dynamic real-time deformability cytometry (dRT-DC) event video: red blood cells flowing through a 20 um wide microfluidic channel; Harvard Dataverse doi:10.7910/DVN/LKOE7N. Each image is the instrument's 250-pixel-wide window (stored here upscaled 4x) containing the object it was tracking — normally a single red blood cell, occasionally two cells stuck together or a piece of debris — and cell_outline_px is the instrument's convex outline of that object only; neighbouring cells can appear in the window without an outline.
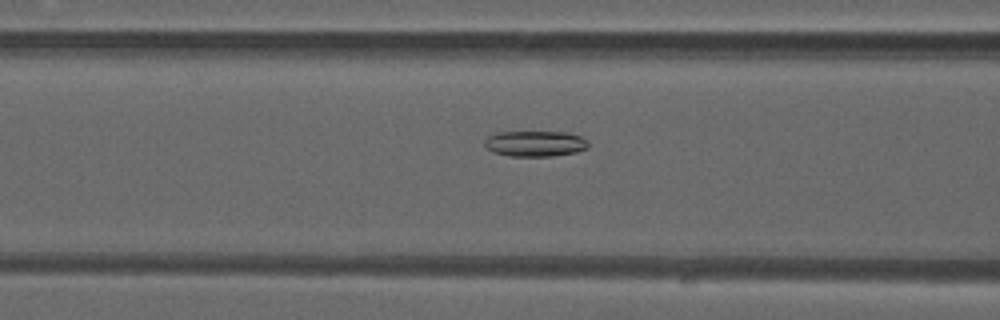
{"species": "common noctule bat (a hibernating species)", "species_latin": "Nyctalus noctula", "temperature_condition": "warm", "stored_images_in_passage": 40, "camera_frame_rate_fps": 3000, "um_per_image_px": 0.085, "animal": {"sex": "male", "forearm_length_mm": 52.5}, "frame": {"image": 1, "passage_image": 10, "time_ms": 3.0, "image_size_px": [1000, 320], "cell_outline_px": [[588, 148], [576, 152], [552, 156], [508, 156], [492, 152], [484, 144], [484, 140], [488, 136], [496, 132], [564, 132], [580, 136], [588, 140]], "centroid_in_image_um": [45.47, 12.21], "position_along_channel_um": 121.1, "area_um2": 15.61}}
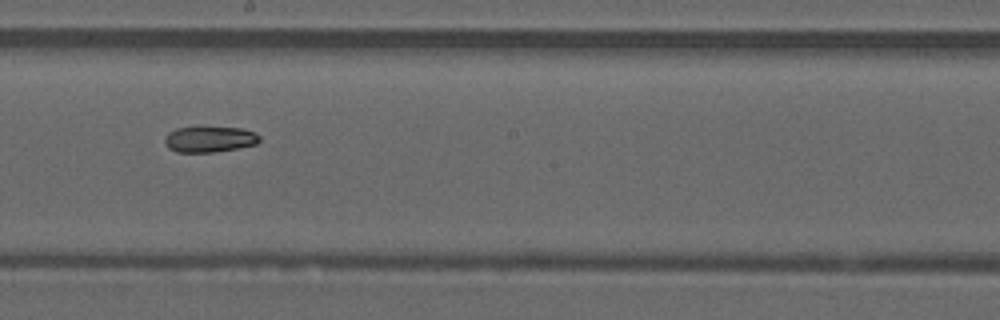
{"frame": {"image": 2, "passage_image": 18, "time_ms": 5.667, "image_size_px": [1000, 320], "cell_outline_px": [[260, 140], [256, 144], [216, 152], [176, 152], [168, 148], [164, 144], [164, 140], [168, 132], [176, 128], [240, 128], [256, 132], [260, 136]], "centroid_in_image_um": [17.8, 11.85], "position_along_channel_um": 230.4, "area_um2": 14.16}}
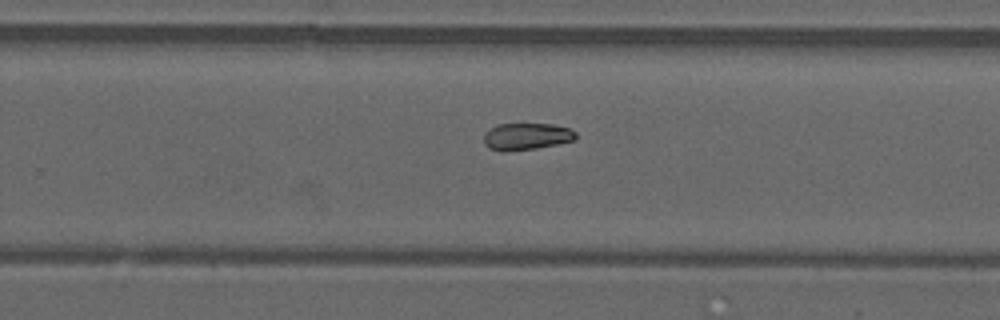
{"frame": {"image": 3, "passage_image": 22, "time_ms": 7.0, "image_size_px": [1000, 320], "cell_outline_px": [[576, 136], [572, 140], [556, 144], [536, 148], [508, 152], [500, 152], [488, 148], [484, 144], [484, 136], [496, 124], [552, 124], [568, 128], [576, 132]], "centroid_in_image_um": [44.71, 11.61], "position_along_channel_um": 285.1, "area_um2": 14.33}}